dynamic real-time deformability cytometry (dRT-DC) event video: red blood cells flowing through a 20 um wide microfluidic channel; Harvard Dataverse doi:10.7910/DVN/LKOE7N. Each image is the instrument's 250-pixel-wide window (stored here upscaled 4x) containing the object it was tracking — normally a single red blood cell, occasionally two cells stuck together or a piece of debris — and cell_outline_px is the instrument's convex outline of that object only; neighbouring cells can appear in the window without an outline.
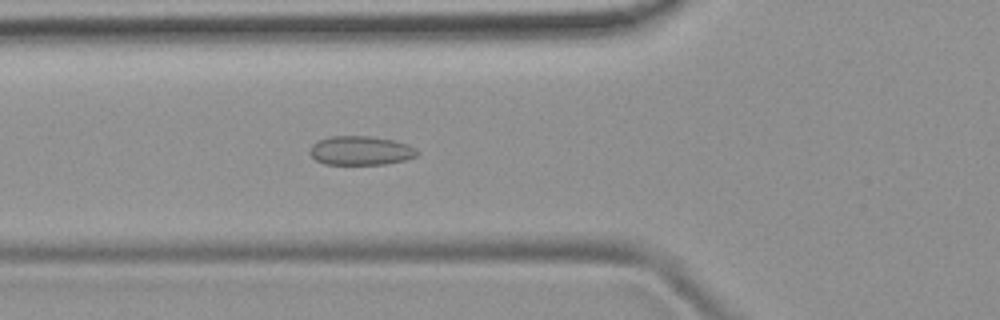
{"species": "common noctule bat (a hibernating species)", "species_latin": "Nyctalus noctula", "temperature_condition": "room temperature", "stored_images_in_passage": 39, "camera_frame_rate_fps": 3000, "um_per_image_px": 0.085, "animal": {"sex": "female", "body_mass_g": 19.9}, "frame": {"image": 1, "passage_image": 6, "time_ms": 1.667, "image_size_px": [1000, 320], "cell_outline_px": [[420, 152], [416, 156], [404, 160], [384, 164], [324, 164], [316, 160], [308, 152], [312, 144], [320, 140], [332, 136], [368, 136], [392, 140], [408, 144], [416, 148]], "centroid_in_image_um": [30.66, 12.8], "position_along_channel_um": 95.1, "area_um2": 18.09}}
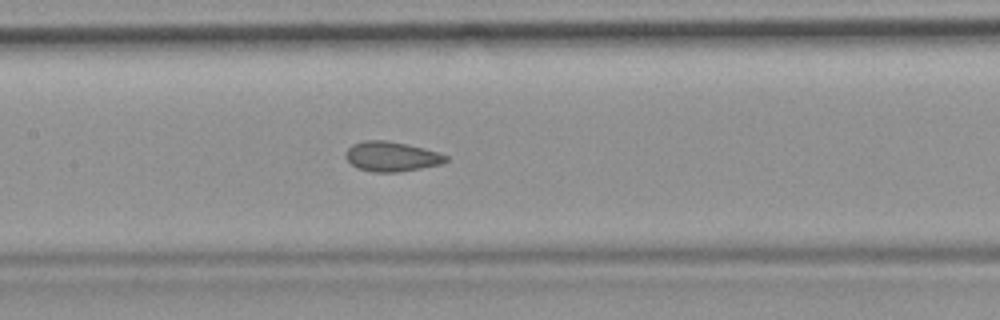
{"frame": {"image": 2, "passage_image": 12, "time_ms": 3.667, "image_size_px": [1000, 320], "cell_outline_px": [[448, 160], [440, 164], [420, 168], [396, 172], [372, 172], [356, 168], [344, 156], [344, 152], [352, 144], [364, 140], [384, 140], [408, 144], [424, 148], [448, 156]], "centroid_in_image_um": [33.23, 13.3], "position_along_channel_um": 174.2, "area_um2": 17.4}}
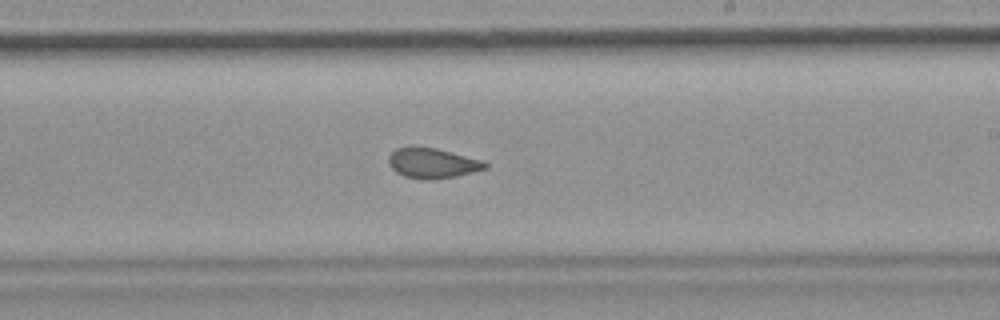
{"frame": {"image": 3, "passage_image": 18, "time_ms": 5.667, "image_size_px": [1000, 320], "cell_outline_px": [[488, 168], [456, 176], [432, 180], [424, 180], [404, 176], [396, 172], [388, 164], [388, 156], [396, 148], [412, 144], [436, 148], [484, 160], [488, 164]], "centroid_in_image_um": [36.73, 13.84], "position_along_channel_um": 252.3, "area_um2": 17.46}, "authors_computed_cell_mechanics": {"area_um2": 17.3978, "velocity_mm_per_s": 3.9388, "shape_relaxation_time_tau1_ms": null, "shape_relaxation_time_tau2_ms": 1.137, "deformation_change_tau1": null, "deformation_change_tau2": 0.0624}}